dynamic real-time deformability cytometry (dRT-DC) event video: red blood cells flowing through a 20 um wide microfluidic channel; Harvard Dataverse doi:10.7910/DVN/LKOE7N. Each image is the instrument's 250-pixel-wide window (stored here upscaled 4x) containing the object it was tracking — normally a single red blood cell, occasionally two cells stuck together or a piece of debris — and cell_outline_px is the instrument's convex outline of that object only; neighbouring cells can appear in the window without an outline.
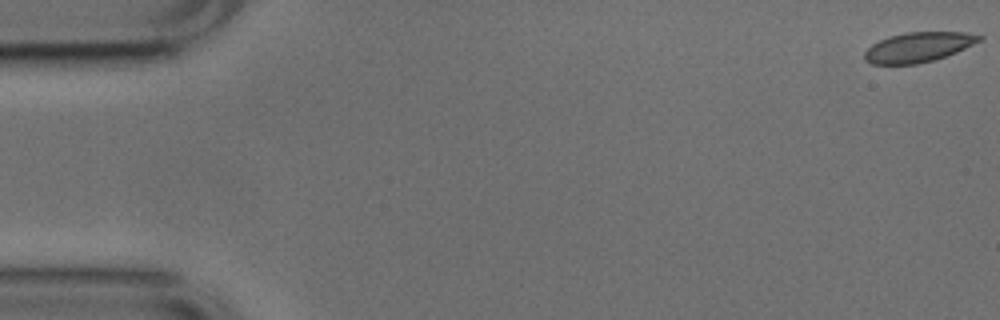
{"species": "common noctule bat (a hibernating species)", "species_latin": "Nyctalus noctula", "temperature_condition": "cold", "stored_images_in_passage": 53, "camera_frame_rate_fps": 3000, "um_per_image_px": 0.085, "animal": {"sex": "male", "body_mass_g": 17.9, "forearm_length_mm": 54.2}, "frame": {"image": 1, "passage_image": 1, "time_ms": 0.0, "image_size_px": [1000, 320], "cell_outline_px": [[984, 40], [956, 52], [936, 60], [916, 64], [872, 64], [864, 60], [864, 52], [872, 44], [888, 36], [908, 32], [964, 32], [984, 36]], "centroid_in_image_um": [78.08, 4.01], "position_along_channel_um": 6.9, "area_um2": 20.11}}
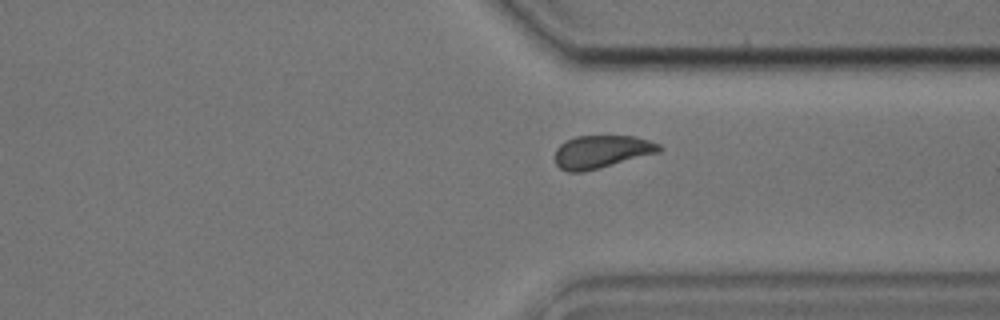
{"frame": {"image": 2, "passage_image": 40, "time_ms": 13.0, "image_size_px": [1000, 320], "cell_outline_px": [[664, 148], [660, 152], [600, 168], [580, 172], [568, 172], [560, 168], [556, 164], [556, 148], [560, 144], [576, 136], [636, 136], [660, 144]], "centroid_in_image_um": [51.16, 12.89], "position_along_channel_um": 360.2, "area_um2": 19.94}}
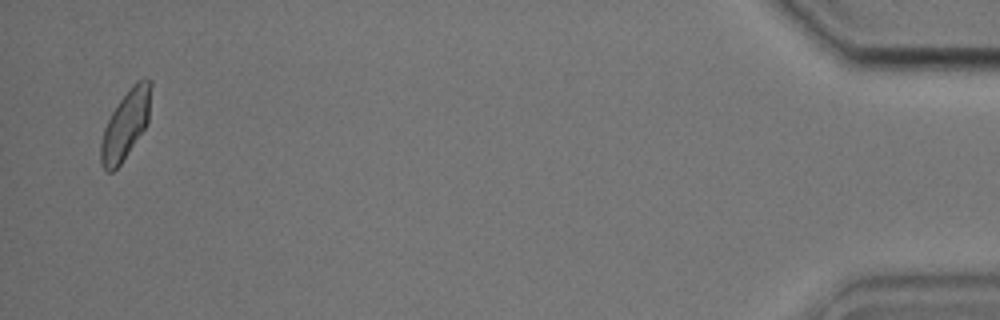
{"frame": {"image": 3, "passage_image": 52, "time_ms": 17.0, "image_size_px": [1000, 320], "cell_outline_px": [[152, 84], [148, 120], [144, 128], [120, 164], [112, 172], [108, 172], [100, 164], [100, 144], [104, 128], [112, 112], [128, 88], [136, 80], [152, 80]], "centroid_in_image_um": [10.66, 10.57], "position_along_channel_um": 424.5, "area_um2": 19.71}, "authors_computed_cell_mechanics": {"area_um2": 20.4612, "velocity_mm_per_s": 3.7597, "shape_relaxation_time_tau1_ms": 4.6032, "shape_relaxation_time_tau2_ms": 1.953, "deformation_change_tau1": 0.1022, "deformation_change_tau2": 0.075}}